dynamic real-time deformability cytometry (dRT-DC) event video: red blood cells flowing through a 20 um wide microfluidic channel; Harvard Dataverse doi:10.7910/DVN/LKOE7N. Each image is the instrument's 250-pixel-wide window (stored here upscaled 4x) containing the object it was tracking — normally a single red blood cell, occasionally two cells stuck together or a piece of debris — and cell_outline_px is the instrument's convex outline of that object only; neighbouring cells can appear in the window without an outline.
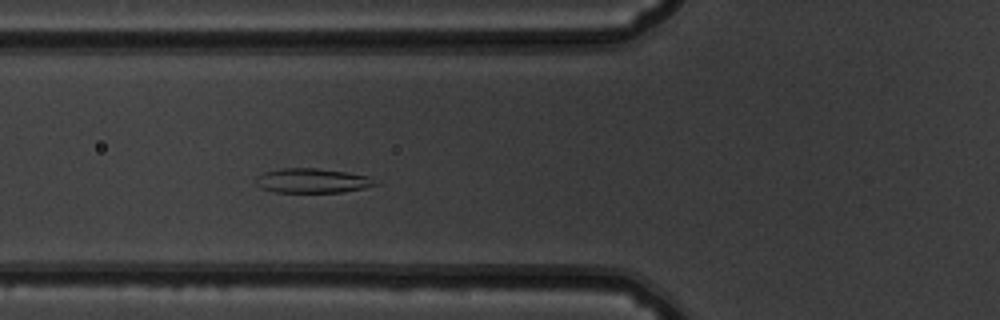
{"species": "common noctule bat (a hibernating species)", "species_latin": "Nyctalus noctula", "temperature_condition": "warm", "stored_images_in_passage": 48, "camera_frame_rate_fps": 3000, "um_per_image_px": 0.085, "animal": {"sex": "male", "body_mass_g": 19.5, "forearm_length_mm": 54.6}, "frame": {"image": 1, "passage_image": 15, "time_ms": 4.667, "image_size_px": [1000, 320], "cell_outline_px": [[380, 184], [364, 188], [340, 192], [276, 192], [260, 188], [256, 184], [256, 176], [264, 172], [280, 168], [316, 168], [348, 172], [368, 176]], "centroid_in_image_um": [26.53, 15.35], "position_along_channel_um": 99.3, "area_um2": 17.11}}
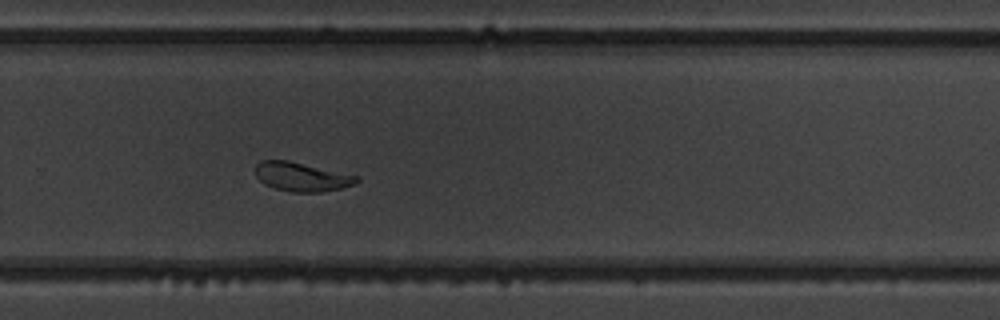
{"frame": {"image": 2, "passage_image": 31, "time_ms": 10.0, "image_size_px": [1000, 320], "cell_outline_px": [[360, 180], [344, 188], [320, 192], [292, 192], [276, 188], [264, 184], [256, 176], [256, 164], [260, 160], [288, 160], [360, 176]], "centroid_in_image_um": [25.66, 15.02], "position_along_channel_um": 304.1, "area_um2": 17.11}}
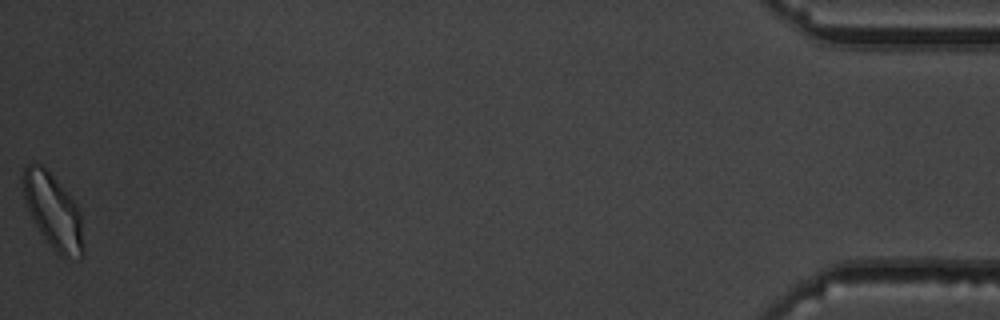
{"frame": {"image": 3, "passage_image": 48, "time_ms": 15.667, "image_size_px": [1000, 320], "cell_outline_px": [[84, 256], [80, 260], [60, 256], [52, 248], [40, 232], [28, 208], [24, 196], [20, 180], [24, 168], [32, 160], [40, 164], [72, 196], [80, 212], [84, 248]], "centroid_in_image_um": [4.53, 17.97], "position_along_channel_um": 430.7, "area_um2": 26.53}, "authors_computed_cell_mechanics": {"area_um2": 18.8717, "velocity_mm_per_s": 3.8473, "shape_relaxation_time_tau1_ms": 5.5808, "shape_relaxation_time_tau2_ms": 1.3495, "deformation_change_tau1": 0.1478, "deformation_change_tau2": 0.081}}